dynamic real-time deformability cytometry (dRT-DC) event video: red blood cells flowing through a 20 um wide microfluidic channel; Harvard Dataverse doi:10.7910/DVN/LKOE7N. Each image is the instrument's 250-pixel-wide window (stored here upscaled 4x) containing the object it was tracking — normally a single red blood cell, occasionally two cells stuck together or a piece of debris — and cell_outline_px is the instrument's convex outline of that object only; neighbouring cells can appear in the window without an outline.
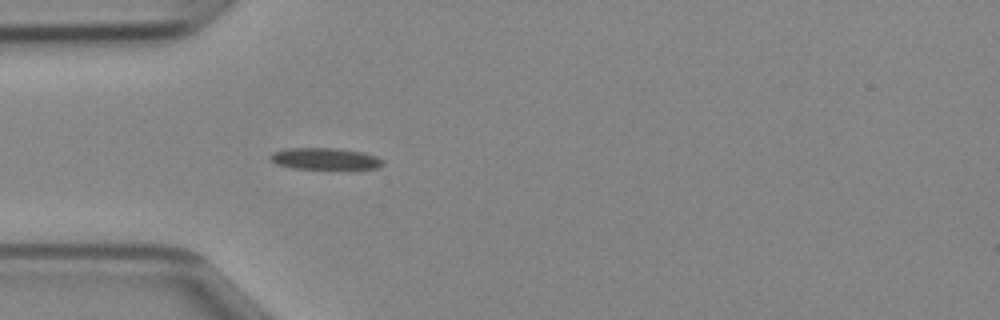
{"species": "Egyptian fruit bat (a non-hibernating species)", "species_latin": "Rousettus aegyptiacus", "temperature_condition": "cold", "stored_images_in_passage": 34, "camera_frame_rate_fps": 3000, "um_per_image_px": 0.085, "animal": {"sex": "female"}, "frame": {"image": 1, "passage_image": 1, "time_ms": 0.0, "image_size_px": [1000, 320], "cell_outline_px": [[384, 164], [376, 168], [292, 168], [276, 164], [268, 156], [272, 152], [284, 148], [336, 148], [364, 152], [376, 156], [384, 160]], "centroid_in_image_um": [27.6, 13.47], "position_along_channel_um": 57.4, "area_um2": 14.1}}
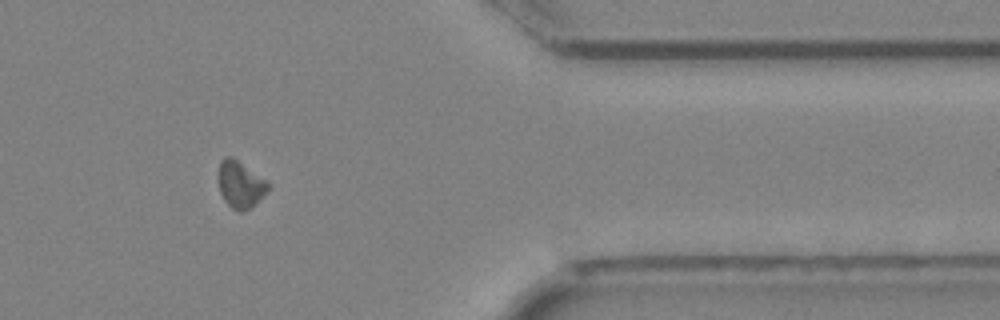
{"frame": {"image": 2, "passage_image": 26, "time_ms": 8.333, "image_size_px": [1000, 320], "cell_outline_px": [[272, 188], [256, 204], [244, 212], [240, 212], [232, 208], [224, 200], [220, 192], [220, 160], [224, 156], [232, 156], [268, 180]], "centroid_in_image_um": [20.5, 15.69], "position_along_channel_um": 390.9, "area_um2": 13.81}}
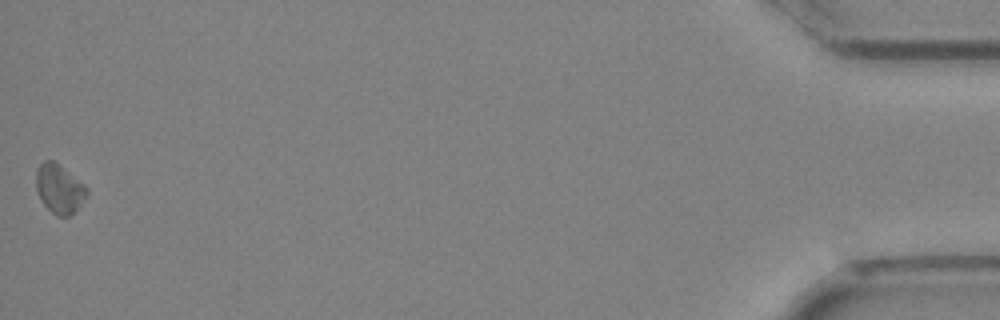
{"frame": {"image": 3, "passage_image": 34, "time_ms": 11.0, "image_size_px": [1000, 320], "cell_outline_px": [[88, 196], [68, 216], [56, 216], [44, 204], [36, 188], [36, 172], [40, 164], [44, 160], [52, 160], [84, 184], [88, 188]], "centroid_in_image_um": [5.05, 16.04], "position_along_channel_um": 430.2, "area_um2": 14.1}}